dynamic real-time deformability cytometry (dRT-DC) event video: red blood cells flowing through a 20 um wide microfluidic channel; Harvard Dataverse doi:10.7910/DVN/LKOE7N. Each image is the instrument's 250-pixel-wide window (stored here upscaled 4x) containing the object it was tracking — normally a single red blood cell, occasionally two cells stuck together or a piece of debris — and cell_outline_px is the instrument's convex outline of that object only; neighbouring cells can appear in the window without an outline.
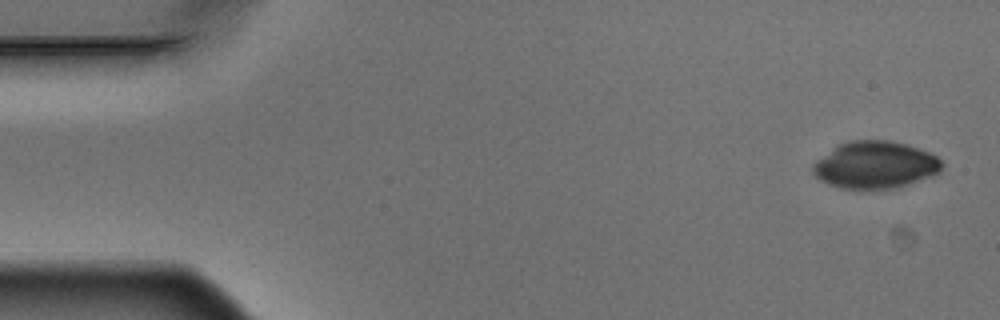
{"species": "Egyptian fruit bat (a non-hibernating species)", "species_latin": "Rousettus aegyptiacus", "temperature_condition": "warm", "stored_images_in_passage": 8, "camera_frame_rate_fps": 3000, "um_per_image_px": 0.085, "animal": {"sex": "male"}, "frame": {"image": 1, "passage_image": 1, "time_ms": 0.0, "image_size_px": [1000, 320], "cell_outline_px": [[944, 164], [940, 172], [936, 176], [896, 188], [840, 188], [828, 184], [820, 180], [812, 172], [812, 164], [816, 160], [840, 144], [852, 140], [888, 140], [908, 144], [920, 148], [936, 156]], "centroid_in_image_um": [74.44, 14.02], "position_along_channel_um": 10.6, "area_um2": 35.6}}